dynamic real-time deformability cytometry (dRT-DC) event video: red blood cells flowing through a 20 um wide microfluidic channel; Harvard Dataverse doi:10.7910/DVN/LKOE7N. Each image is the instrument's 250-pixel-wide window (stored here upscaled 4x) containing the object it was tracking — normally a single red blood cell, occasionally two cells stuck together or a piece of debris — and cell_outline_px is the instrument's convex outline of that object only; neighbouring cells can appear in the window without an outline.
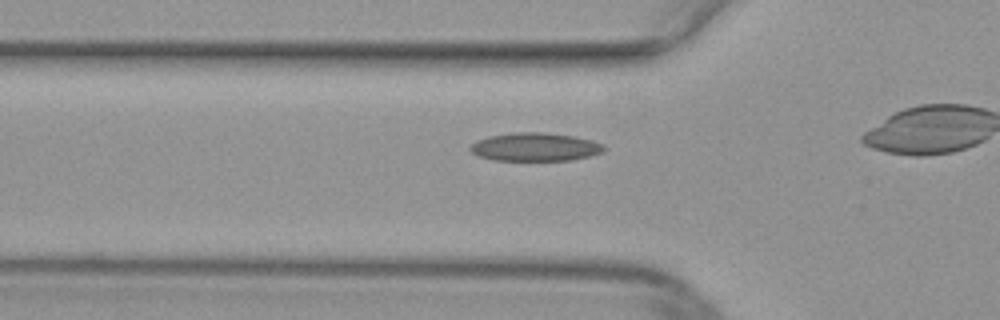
{"species": "common noctule bat (a hibernating species)", "species_latin": "Nyctalus noctula", "temperature_condition": "warm", "stored_images_in_passage": 19, "camera_frame_rate_fps": 3000, "um_per_image_px": 0.085, "animal": {"sex": "female", "body_mass_g": 29.2, "forearm_length_mm": 56.3}, "frame": {"image": 1, "passage_image": 11, "time_ms": 3.333, "image_size_px": [1000, 320], "cell_outline_px": [[604, 148], [600, 152], [588, 156], [568, 160], [496, 160], [480, 156], [472, 152], [468, 148], [476, 140], [488, 136], [512, 132], [548, 132], [572, 136], [592, 140], [604, 144]], "centroid_in_image_um": [45.45, 12.47], "position_along_channel_um": 80.4, "area_um2": 21.91}}
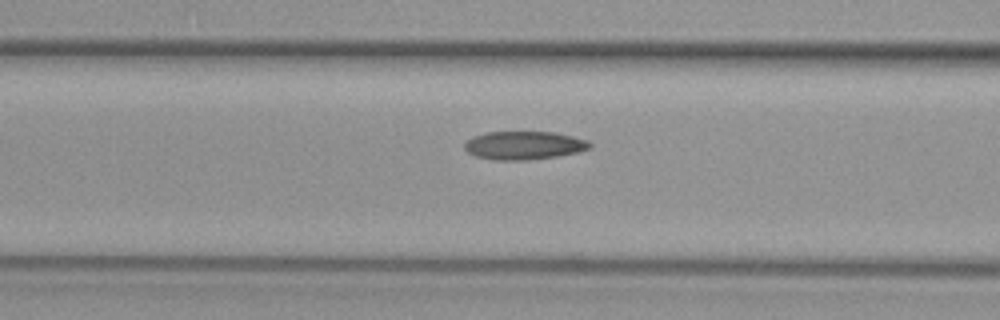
{"frame": {"image": 2, "passage_image": 14, "time_ms": 4.333, "image_size_px": [1000, 320], "cell_outline_px": [[592, 148], [580, 152], [556, 156], [528, 160], [496, 160], [476, 156], [468, 152], [464, 148], [464, 144], [472, 136], [488, 132], [556, 132], [588, 140], [592, 144]], "centroid_in_image_um": [44.58, 12.35], "position_along_channel_um": 122.0, "area_um2": 20.75}}